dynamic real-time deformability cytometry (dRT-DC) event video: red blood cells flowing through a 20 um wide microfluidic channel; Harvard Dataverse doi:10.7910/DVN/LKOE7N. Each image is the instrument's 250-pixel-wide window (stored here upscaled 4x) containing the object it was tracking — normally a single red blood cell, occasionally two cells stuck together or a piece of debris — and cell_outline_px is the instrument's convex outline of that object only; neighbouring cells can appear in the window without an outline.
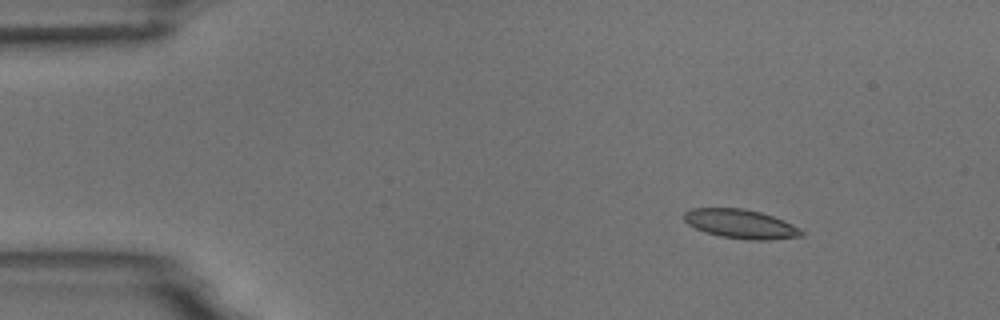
{"species": "common noctule bat (a hibernating species)", "species_latin": "Nyctalus noctula", "temperature_condition": "room temperature", "stored_images_in_passage": 9, "camera_frame_rate_fps": 3000, "um_per_image_px": 0.085, "animal": {"sex": "male", "body_mass_g": 18.8}, "frame": {"image": 1, "passage_image": 2, "time_ms": 2.0, "image_size_px": [1000, 320], "cell_outline_px": [[804, 236], [768, 240], [748, 240], [720, 236], [704, 232], [688, 224], [684, 220], [684, 212], [692, 208], [744, 208], [760, 212], [784, 220], [800, 228], [804, 232]], "centroid_in_image_um": [62.97, 19.04], "position_along_channel_um": 22.0, "area_um2": 20.0}}
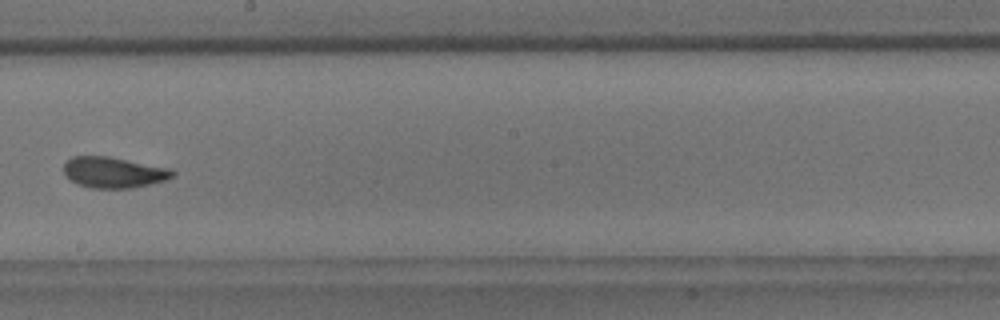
{"frame": {"image": 2, "passage_image": 9, "time_ms": 10.0, "image_size_px": [1000, 320], "cell_outline_px": [[176, 172], [168, 180], [132, 188], [92, 188], [80, 184], [72, 180], [64, 172], [64, 164], [72, 156], [108, 156], [172, 168]], "centroid_in_image_um": [9.72, 14.64], "position_along_channel_um": 238.5, "area_um2": 19.54}}